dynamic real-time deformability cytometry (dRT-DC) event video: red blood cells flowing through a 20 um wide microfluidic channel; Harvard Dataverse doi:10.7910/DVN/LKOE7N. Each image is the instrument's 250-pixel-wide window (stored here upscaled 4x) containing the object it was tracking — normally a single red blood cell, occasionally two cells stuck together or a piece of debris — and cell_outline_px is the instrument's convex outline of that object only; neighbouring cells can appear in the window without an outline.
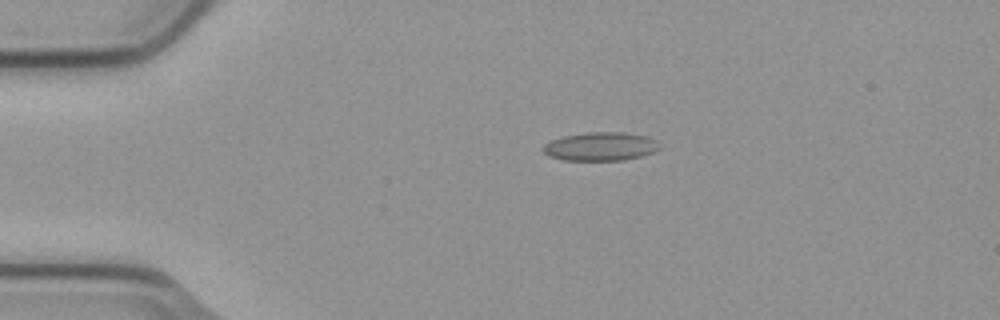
{"species": "common noctule bat (a hibernating species)", "species_latin": "Nyctalus noctula", "temperature_condition": "cold", "stored_images_in_passage": 5, "camera_frame_rate_fps": 3000, "um_per_image_px": 0.085, "animal": {"sex": "male", "body_mass_g": 23.1, "forearm_length_mm": 52.7}, "frame": {"image": 1, "passage_image": 4, "time_ms": 1.0, "image_size_px": [1000, 320], "cell_outline_px": [[660, 148], [652, 152], [640, 156], [624, 160], [564, 160], [548, 156], [540, 148], [544, 144], [552, 140], [564, 136], [588, 132], [624, 132], [648, 136], [656, 140]], "centroid_in_image_um": [51.02, 12.44], "position_along_channel_um": 34.0, "area_um2": 19.36}}